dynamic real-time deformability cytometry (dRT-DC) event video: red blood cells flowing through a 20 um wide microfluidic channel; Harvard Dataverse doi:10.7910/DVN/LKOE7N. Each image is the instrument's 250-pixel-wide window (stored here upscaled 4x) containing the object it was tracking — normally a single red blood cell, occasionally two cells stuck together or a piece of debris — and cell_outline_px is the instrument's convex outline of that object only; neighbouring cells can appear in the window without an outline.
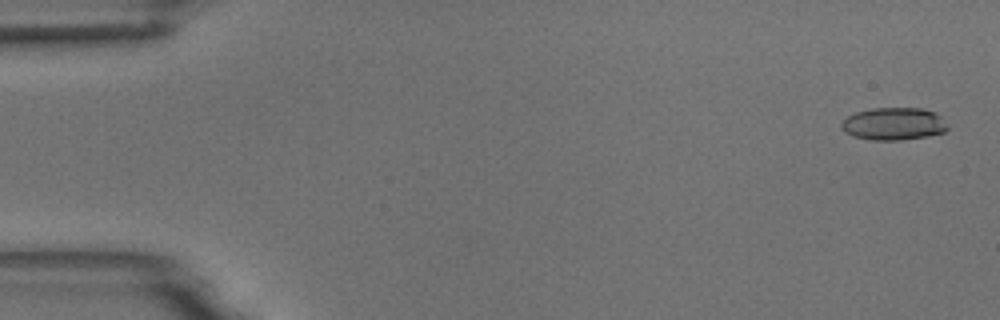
{"species": "common noctule bat (a hibernating species)", "species_latin": "Nyctalus noctula", "temperature_condition": "room temperature", "stored_images_in_passage": 5, "camera_frame_rate_fps": 3000, "um_per_image_px": 0.085, "animal": {"sex": "male", "body_mass_g": 18.8}, "frame": {"image": 1, "passage_image": 1, "time_ms": 0.0, "image_size_px": [1000, 320], "cell_outline_px": [[948, 128], [944, 132], [928, 136], [900, 140], [872, 140], [852, 136], [844, 132], [840, 124], [848, 116], [856, 112], [872, 108], [924, 108], [936, 112], [940, 116]], "centroid_in_image_um": [75.96, 10.52], "position_along_channel_um": 9.0, "area_um2": 20.17}}
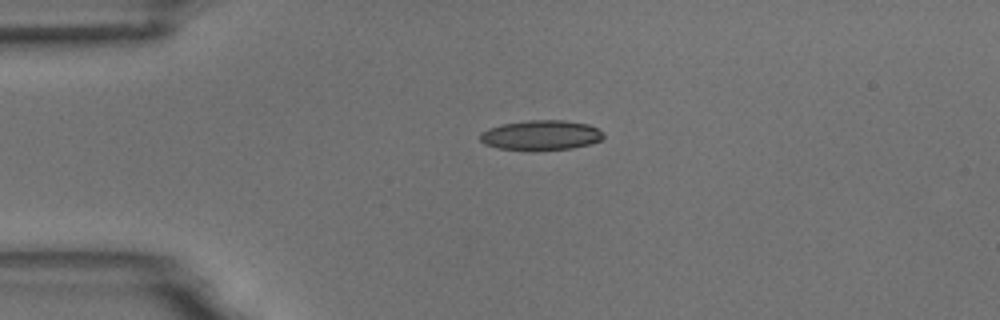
{"frame": {"image": 2, "passage_image": 4, "time_ms": 3.667, "image_size_px": [1000, 320], "cell_outline_px": [[604, 136], [600, 140], [588, 144], [572, 148], [500, 148], [484, 144], [480, 140], [480, 132], [488, 128], [500, 124], [528, 120], [564, 120], [588, 124], [604, 132]], "centroid_in_image_um": [45.97, 11.44], "position_along_channel_um": 39.0, "area_um2": 20.87}}